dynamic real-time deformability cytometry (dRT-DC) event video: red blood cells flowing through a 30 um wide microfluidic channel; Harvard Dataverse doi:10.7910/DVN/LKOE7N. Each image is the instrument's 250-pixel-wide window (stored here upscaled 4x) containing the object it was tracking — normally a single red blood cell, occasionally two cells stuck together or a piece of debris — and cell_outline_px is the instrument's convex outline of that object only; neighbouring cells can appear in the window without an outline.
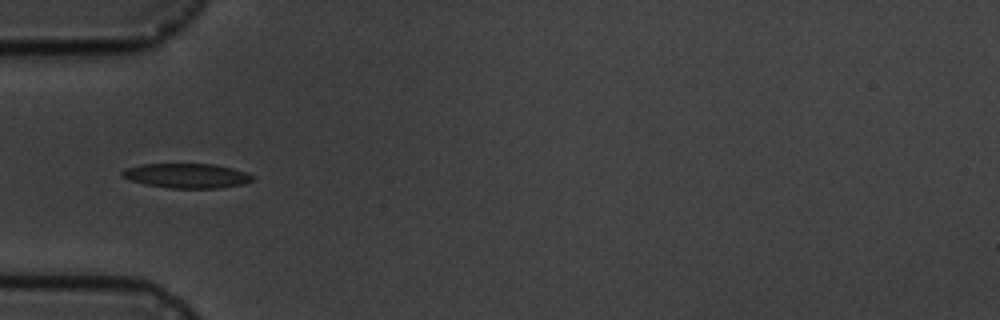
{"species": "common noctule bat (a hibernating species)", "species_latin": "Nyctalus noctula", "temperature_condition": "cold", "stored_images_in_passage": 8, "camera_frame_rate_fps": 3000, "um_per_image_px": 0.085, "animal": {"sex": "male", "body_mass_g": 19.5, "forearm_length_mm": 54.6}, "frame": {"image": 1, "passage_image": 6, "time_ms": 5.667, "image_size_px": [1000, 320], "cell_outline_px": [[252, 180], [244, 184], [220, 188], [168, 188], [144, 184], [128, 180], [120, 176], [120, 172], [124, 168], [140, 164], [212, 164], [232, 168], [244, 172], [252, 176]], "centroid_in_image_um": [15.78, 14.94], "position_along_channel_um": 69.2, "area_um2": 18.79}}
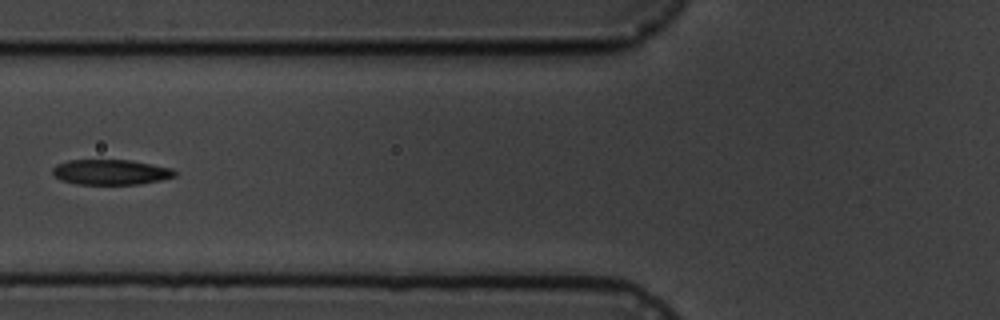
{"frame": {"image": 2, "passage_image": 7, "time_ms": 7.0, "image_size_px": [1000, 320], "cell_outline_px": [[176, 176], [160, 180], [140, 184], [76, 184], [60, 180], [52, 172], [52, 168], [56, 164], [68, 160], [132, 160], [172, 168], [176, 172]], "centroid_in_image_um": [9.41, 14.62], "position_along_channel_um": 116.4, "area_um2": 18.03}}
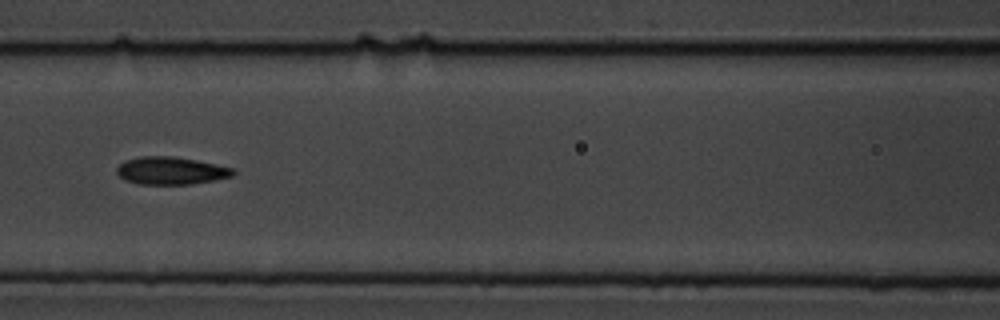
{"frame": {"image": 3, "passage_image": 8, "time_ms": 8.0, "image_size_px": [1000, 320], "cell_outline_px": [[236, 172], [232, 176], [216, 180], [192, 184], [140, 184], [124, 180], [116, 172], [116, 168], [120, 164], [128, 160], [140, 156], [176, 156], [236, 168]], "centroid_in_image_um": [14.57, 14.51], "position_along_channel_um": 152.0, "area_um2": 18.84}}